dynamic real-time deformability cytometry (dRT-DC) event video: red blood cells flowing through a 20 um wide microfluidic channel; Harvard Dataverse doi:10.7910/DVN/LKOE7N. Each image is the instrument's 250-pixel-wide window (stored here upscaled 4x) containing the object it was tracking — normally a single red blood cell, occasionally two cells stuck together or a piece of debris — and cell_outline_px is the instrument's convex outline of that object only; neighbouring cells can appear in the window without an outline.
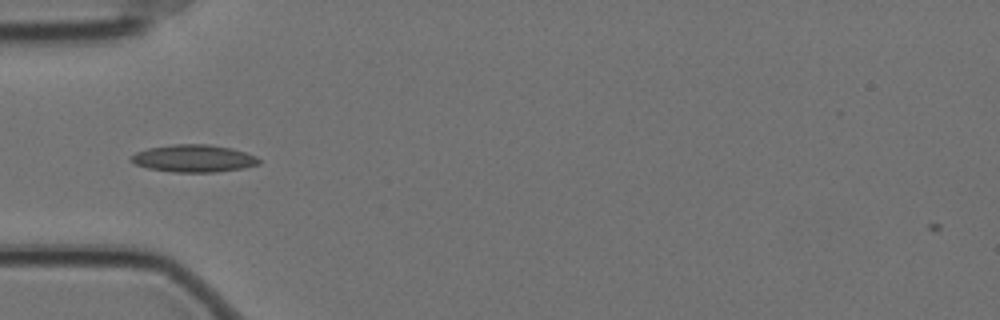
{"species": "Egyptian fruit bat (a non-hibernating species)", "species_latin": "Rousettus aegyptiacus", "temperature_condition": "cold", "stored_images_in_passage": 41, "camera_frame_rate_fps": 3000, "um_per_image_px": 0.085, "animal": {"sex": "female"}, "frame": {"image": 1, "passage_image": 2, "time_ms": 0.333, "image_size_px": [1000, 320], "cell_outline_px": [[260, 164], [244, 168], [216, 172], [172, 172], [148, 168], [136, 164], [128, 160], [136, 152], [148, 148], [172, 144], [208, 144], [232, 148], [256, 156], [260, 160]], "centroid_in_image_um": [16.47, 13.46], "position_along_channel_um": 68.5, "area_um2": 20.46}}
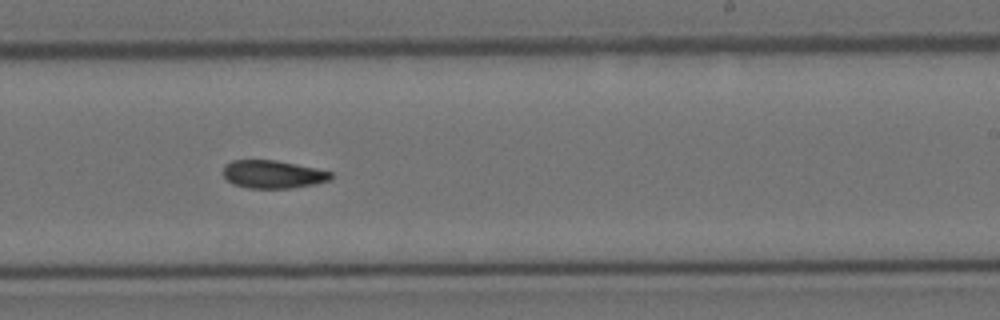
{"frame": {"image": 2, "passage_image": 19, "time_ms": 6.0, "image_size_px": [1000, 320], "cell_outline_px": [[332, 180], [316, 184], [292, 188], [248, 188], [232, 184], [224, 176], [224, 164], [232, 160], [276, 160], [316, 168], [332, 172]], "centroid_in_image_um": [23.21, 14.82], "position_along_channel_um": 265.8, "area_um2": 17.69}}
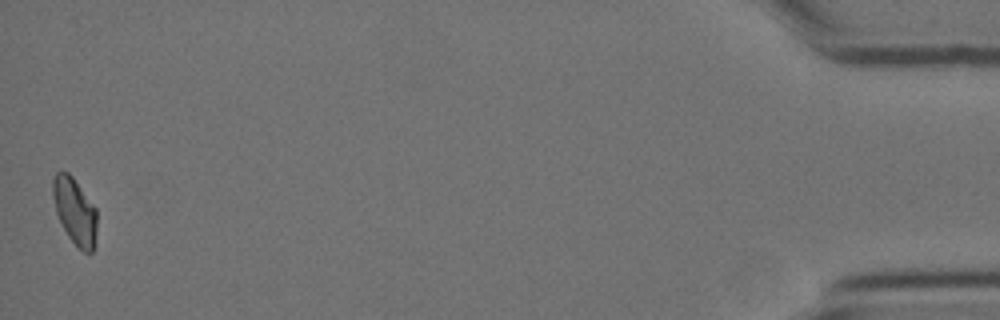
{"frame": {"image": 3, "passage_image": 41, "time_ms": 13.333, "image_size_px": [1000, 320], "cell_outline_px": [[96, 232], [92, 252], [84, 252], [68, 236], [56, 212], [52, 196], [52, 180], [56, 172], [68, 172], [72, 176], [96, 208]], "centroid_in_image_um": [6.34, 17.91], "position_along_channel_um": 428.9, "area_um2": 16.76}}